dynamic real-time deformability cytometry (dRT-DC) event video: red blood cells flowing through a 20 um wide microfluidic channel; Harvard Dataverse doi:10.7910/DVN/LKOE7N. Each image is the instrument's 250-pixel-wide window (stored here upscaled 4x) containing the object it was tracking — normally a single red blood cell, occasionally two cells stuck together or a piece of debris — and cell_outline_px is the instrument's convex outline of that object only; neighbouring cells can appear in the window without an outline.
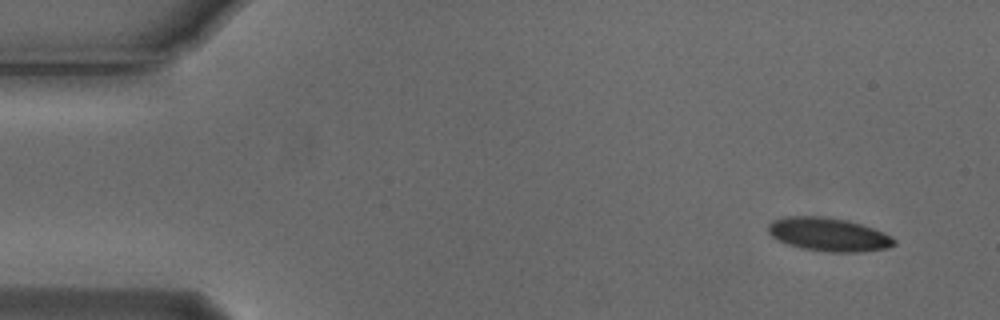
{"species": "Egyptian fruit bat (a non-hibernating species)", "species_latin": "Rousettus aegyptiacus", "temperature_condition": "cold", "stored_images_in_passage": 6, "camera_frame_rate_fps": 3000, "um_per_image_px": 0.085, "animal": {"sex": "male"}, "frame": {"image": 1, "passage_image": 1, "time_ms": 0.0, "image_size_px": [1000, 320], "cell_outline_px": [[896, 244], [888, 248], [856, 252], [828, 252], [800, 248], [776, 240], [768, 232], [768, 224], [772, 220], [788, 216], [820, 216], [848, 220], [884, 232], [892, 236], [896, 240]], "centroid_in_image_um": [70.42, 19.93], "position_along_channel_um": 14.6, "area_um2": 24.68}}
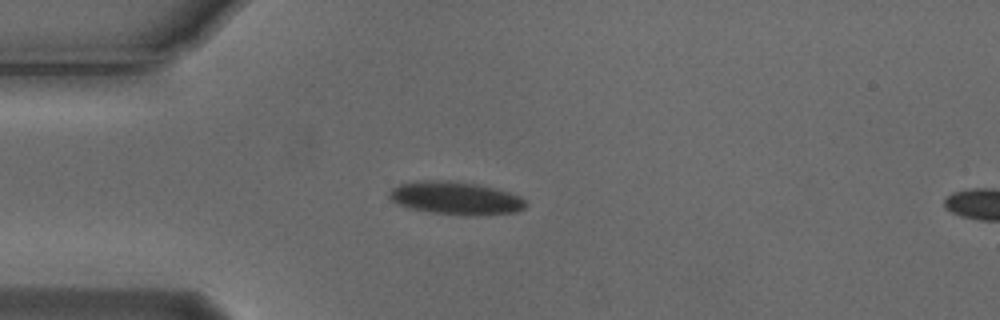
{"frame": {"image": 2, "passage_image": 4, "time_ms": 1.0, "image_size_px": [1000, 320], "cell_outline_px": [[528, 204], [524, 208], [516, 212], [480, 216], [468, 216], [428, 212], [408, 208], [396, 204], [388, 200], [388, 192], [392, 188], [400, 184], [424, 180], [440, 180], [476, 184], [508, 192], [520, 196]], "centroid_in_image_um": [38.69, 16.86], "position_along_channel_um": 46.3, "area_um2": 26.41}}
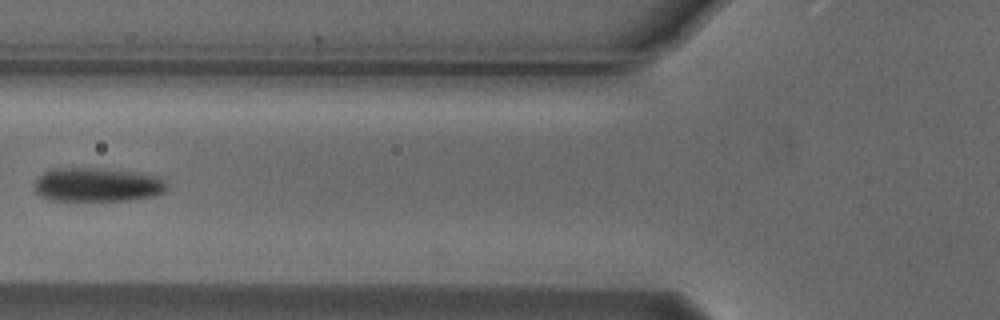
{"frame": {"image": 3, "passage_image": 6, "time_ms": 1.667, "image_size_px": [1000, 320], "cell_outline_px": [[168, 188], [164, 192], [156, 196], [128, 200], [48, 200], [40, 196], [36, 192], [32, 184], [44, 172], [52, 168], [100, 168], [136, 172], [160, 176], [168, 184]], "centroid_in_image_um": [8.29, 15.7], "position_along_channel_um": 117.5, "area_um2": 26.53}}